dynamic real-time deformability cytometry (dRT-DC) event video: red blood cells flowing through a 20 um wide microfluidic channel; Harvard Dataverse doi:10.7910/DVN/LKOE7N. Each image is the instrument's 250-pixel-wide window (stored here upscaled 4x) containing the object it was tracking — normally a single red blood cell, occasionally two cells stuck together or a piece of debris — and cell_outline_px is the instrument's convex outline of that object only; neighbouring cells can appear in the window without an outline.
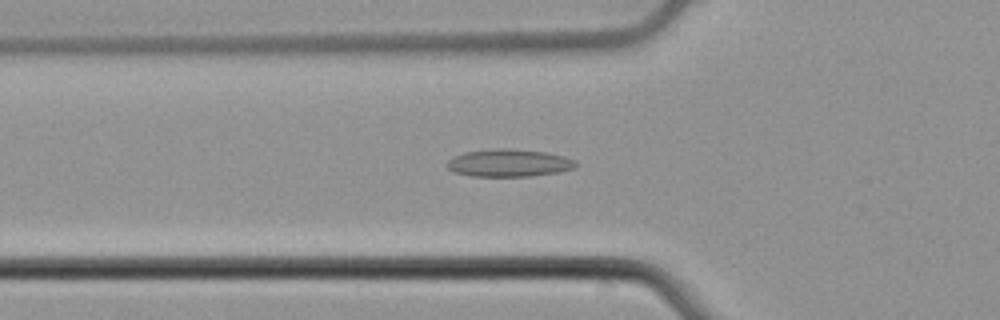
{"species": "common noctule bat (a hibernating species)", "species_latin": "Nyctalus noctula", "temperature_condition": "cold", "stored_images_in_passage": 52, "camera_frame_rate_fps": 3000, "um_per_image_px": 0.085, "animal": {"sex": "male", "body_mass_g": 21.5, "forearm_length_mm": 52.0}, "frame": {"image": 1, "passage_image": 18, "time_ms": 5.667, "image_size_px": [1000, 320], "cell_outline_px": [[580, 164], [572, 168], [556, 172], [532, 176], [472, 176], [456, 172], [448, 168], [444, 164], [452, 156], [464, 152], [496, 148], [508, 148], [544, 152], [564, 156], [576, 160]], "centroid_in_image_um": [43.24, 13.84], "position_along_channel_um": 82.6, "area_um2": 20.69}}
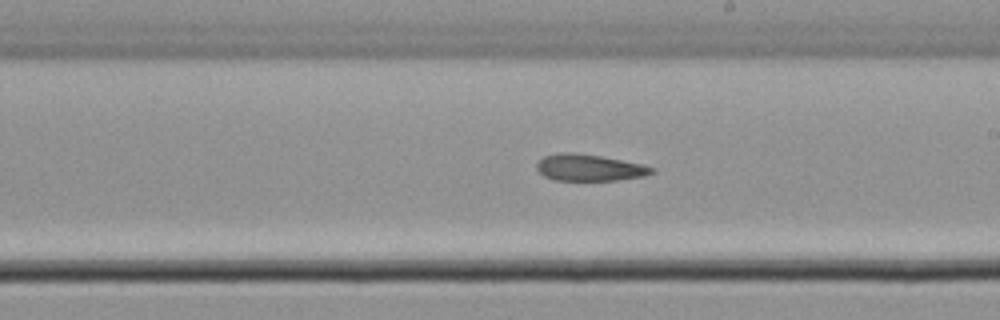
{"frame": {"image": 2, "passage_image": 30, "time_ms": 9.667, "image_size_px": [1000, 320], "cell_outline_px": [[656, 172], [644, 176], [616, 180], [552, 180], [544, 176], [536, 168], [536, 164], [544, 156], [560, 152], [576, 152], [600, 156], [644, 164], [652, 168]], "centroid_in_image_um": [50.08, 14.24], "position_along_channel_um": 238.9, "area_um2": 17.86}}
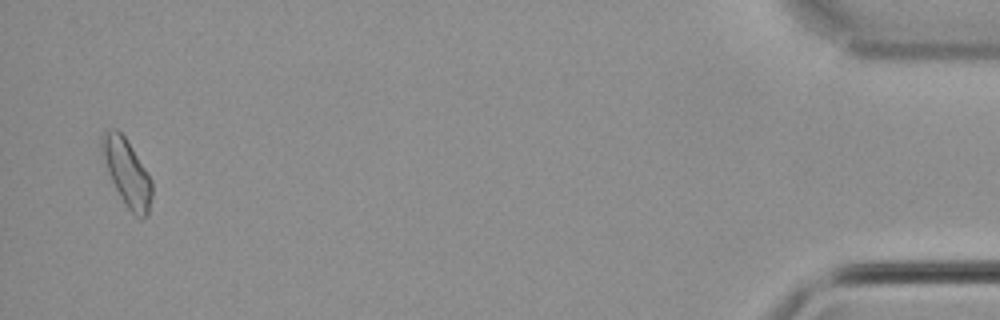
{"frame": {"image": 3, "passage_image": 51, "time_ms": 16.667, "image_size_px": [1000, 320], "cell_outline_px": [[152, 196], [148, 216], [140, 220], [124, 204], [108, 172], [104, 160], [100, 140], [100, 136], [104, 132], [112, 128], [116, 128], [124, 136], [132, 148], [152, 180]], "centroid_in_image_um": [10.8, 14.69], "position_along_channel_um": 424.4, "area_um2": 19.31}, "authors_computed_cell_mechanics": {"area_um2": 18.8428, "velocity_mm_per_s": 3.9034, "shape_relaxation_time_tau1_ms": null, "shape_relaxation_time_tau2_ms": 9.9535, "deformation_change_tau1": null, "deformation_change_tau2": 0.2216}}